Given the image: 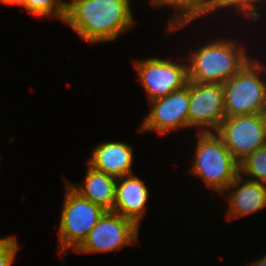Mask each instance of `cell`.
Instances as JSON below:
<instances>
[{
    "mask_svg": "<svg viewBox=\"0 0 266 266\" xmlns=\"http://www.w3.org/2000/svg\"><path fill=\"white\" fill-rule=\"evenodd\" d=\"M130 0H71L64 21L87 43L113 41L134 26Z\"/></svg>",
    "mask_w": 266,
    "mask_h": 266,
    "instance_id": "1",
    "label": "cell"
},
{
    "mask_svg": "<svg viewBox=\"0 0 266 266\" xmlns=\"http://www.w3.org/2000/svg\"><path fill=\"white\" fill-rule=\"evenodd\" d=\"M237 43L217 38L192 50L185 57L188 81L224 84L251 59L246 49Z\"/></svg>",
    "mask_w": 266,
    "mask_h": 266,
    "instance_id": "2",
    "label": "cell"
},
{
    "mask_svg": "<svg viewBox=\"0 0 266 266\" xmlns=\"http://www.w3.org/2000/svg\"><path fill=\"white\" fill-rule=\"evenodd\" d=\"M191 173L223 195L239 175V162L215 132L197 133Z\"/></svg>",
    "mask_w": 266,
    "mask_h": 266,
    "instance_id": "3",
    "label": "cell"
},
{
    "mask_svg": "<svg viewBox=\"0 0 266 266\" xmlns=\"http://www.w3.org/2000/svg\"><path fill=\"white\" fill-rule=\"evenodd\" d=\"M252 59L222 84L226 117L266 114V66Z\"/></svg>",
    "mask_w": 266,
    "mask_h": 266,
    "instance_id": "4",
    "label": "cell"
},
{
    "mask_svg": "<svg viewBox=\"0 0 266 266\" xmlns=\"http://www.w3.org/2000/svg\"><path fill=\"white\" fill-rule=\"evenodd\" d=\"M65 182V197L60 216L58 251L65 256L67 250L75 251L86 239L106 210L79 195Z\"/></svg>",
    "mask_w": 266,
    "mask_h": 266,
    "instance_id": "5",
    "label": "cell"
},
{
    "mask_svg": "<svg viewBox=\"0 0 266 266\" xmlns=\"http://www.w3.org/2000/svg\"><path fill=\"white\" fill-rule=\"evenodd\" d=\"M215 133L240 162L266 145V114L226 117Z\"/></svg>",
    "mask_w": 266,
    "mask_h": 266,
    "instance_id": "6",
    "label": "cell"
},
{
    "mask_svg": "<svg viewBox=\"0 0 266 266\" xmlns=\"http://www.w3.org/2000/svg\"><path fill=\"white\" fill-rule=\"evenodd\" d=\"M134 65L148 102L182 89L188 83L187 64L149 57L135 60Z\"/></svg>",
    "mask_w": 266,
    "mask_h": 266,
    "instance_id": "7",
    "label": "cell"
},
{
    "mask_svg": "<svg viewBox=\"0 0 266 266\" xmlns=\"http://www.w3.org/2000/svg\"><path fill=\"white\" fill-rule=\"evenodd\" d=\"M138 231L139 227L132 220L106 211L75 252L88 254L121 250L137 241Z\"/></svg>",
    "mask_w": 266,
    "mask_h": 266,
    "instance_id": "8",
    "label": "cell"
},
{
    "mask_svg": "<svg viewBox=\"0 0 266 266\" xmlns=\"http://www.w3.org/2000/svg\"><path fill=\"white\" fill-rule=\"evenodd\" d=\"M188 116L189 128L197 127L198 133L216 132L226 118L223 85L190 81Z\"/></svg>",
    "mask_w": 266,
    "mask_h": 266,
    "instance_id": "9",
    "label": "cell"
},
{
    "mask_svg": "<svg viewBox=\"0 0 266 266\" xmlns=\"http://www.w3.org/2000/svg\"><path fill=\"white\" fill-rule=\"evenodd\" d=\"M189 103L190 81L182 89L150 101V112L139 127V133L155 131L165 135L172 130L189 128Z\"/></svg>",
    "mask_w": 266,
    "mask_h": 266,
    "instance_id": "10",
    "label": "cell"
},
{
    "mask_svg": "<svg viewBox=\"0 0 266 266\" xmlns=\"http://www.w3.org/2000/svg\"><path fill=\"white\" fill-rule=\"evenodd\" d=\"M149 199V189L146 184L135 176L125 175L117 179L115 205L113 212L132 220L138 227L146 213V202Z\"/></svg>",
    "mask_w": 266,
    "mask_h": 266,
    "instance_id": "11",
    "label": "cell"
},
{
    "mask_svg": "<svg viewBox=\"0 0 266 266\" xmlns=\"http://www.w3.org/2000/svg\"><path fill=\"white\" fill-rule=\"evenodd\" d=\"M228 210L226 218L230 221L257 212L266 207V184L244 178L240 174L229 185Z\"/></svg>",
    "mask_w": 266,
    "mask_h": 266,
    "instance_id": "12",
    "label": "cell"
},
{
    "mask_svg": "<svg viewBox=\"0 0 266 266\" xmlns=\"http://www.w3.org/2000/svg\"><path fill=\"white\" fill-rule=\"evenodd\" d=\"M132 147L120 141L104 142L92 151L88 165L116 179L133 174Z\"/></svg>",
    "mask_w": 266,
    "mask_h": 266,
    "instance_id": "13",
    "label": "cell"
},
{
    "mask_svg": "<svg viewBox=\"0 0 266 266\" xmlns=\"http://www.w3.org/2000/svg\"><path fill=\"white\" fill-rule=\"evenodd\" d=\"M87 167L83 184L78 185L68 180L65 181L82 197L106 211H113L117 179L92 168L90 165Z\"/></svg>",
    "mask_w": 266,
    "mask_h": 266,
    "instance_id": "14",
    "label": "cell"
},
{
    "mask_svg": "<svg viewBox=\"0 0 266 266\" xmlns=\"http://www.w3.org/2000/svg\"><path fill=\"white\" fill-rule=\"evenodd\" d=\"M154 6H172L175 13L168 22L167 31L175 32L182 29L193 20L202 18L203 15L214 11L209 0H149Z\"/></svg>",
    "mask_w": 266,
    "mask_h": 266,
    "instance_id": "15",
    "label": "cell"
},
{
    "mask_svg": "<svg viewBox=\"0 0 266 266\" xmlns=\"http://www.w3.org/2000/svg\"><path fill=\"white\" fill-rule=\"evenodd\" d=\"M239 174L246 175V179L266 184V145L239 162Z\"/></svg>",
    "mask_w": 266,
    "mask_h": 266,
    "instance_id": "16",
    "label": "cell"
},
{
    "mask_svg": "<svg viewBox=\"0 0 266 266\" xmlns=\"http://www.w3.org/2000/svg\"><path fill=\"white\" fill-rule=\"evenodd\" d=\"M21 6L38 17H56L62 22L66 14L65 0H24Z\"/></svg>",
    "mask_w": 266,
    "mask_h": 266,
    "instance_id": "17",
    "label": "cell"
},
{
    "mask_svg": "<svg viewBox=\"0 0 266 266\" xmlns=\"http://www.w3.org/2000/svg\"><path fill=\"white\" fill-rule=\"evenodd\" d=\"M265 0H224L216 9L235 8L239 13L245 15L244 17L252 19L251 21H259L261 14L257 11V4Z\"/></svg>",
    "mask_w": 266,
    "mask_h": 266,
    "instance_id": "18",
    "label": "cell"
},
{
    "mask_svg": "<svg viewBox=\"0 0 266 266\" xmlns=\"http://www.w3.org/2000/svg\"><path fill=\"white\" fill-rule=\"evenodd\" d=\"M19 249L15 236L0 238V266H11Z\"/></svg>",
    "mask_w": 266,
    "mask_h": 266,
    "instance_id": "19",
    "label": "cell"
},
{
    "mask_svg": "<svg viewBox=\"0 0 266 266\" xmlns=\"http://www.w3.org/2000/svg\"><path fill=\"white\" fill-rule=\"evenodd\" d=\"M24 3V0H0V5H18L21 6Z\"/></svg>",
    "mask_w": 266,
    "mask_h": 266,
    "instance_id": "20",
    "label": "cell"
},
{
    "mask_svg": "<svg viewBox=\"0 0 266 266\" xmlns=\"http://www.w3.org/2000/svg\"><path fill=\"white\" fill-rule=\"evenodd\" d=\"M249 266H266V256H263Z\"/></svg>",
    "mask_w": 266,
    "mask_h": 266,
    "instance_id": "21",
    "label": "cell"
},
{
    "mask_svg": "<svg viewBox=\"0 0 266 266\" xmlns=\"http://www.w3.org/2000/svg\"><path fill=\"white\" fill-rule=\"evenodd\" d=\"M224 0H209V4L213 7L214 10L223 2Z\"/></svg>",
    "mask_w": 266,
    "mask_h": 266,
    "instance_id": "22",
    "label": "cell"
}]
</instances>
